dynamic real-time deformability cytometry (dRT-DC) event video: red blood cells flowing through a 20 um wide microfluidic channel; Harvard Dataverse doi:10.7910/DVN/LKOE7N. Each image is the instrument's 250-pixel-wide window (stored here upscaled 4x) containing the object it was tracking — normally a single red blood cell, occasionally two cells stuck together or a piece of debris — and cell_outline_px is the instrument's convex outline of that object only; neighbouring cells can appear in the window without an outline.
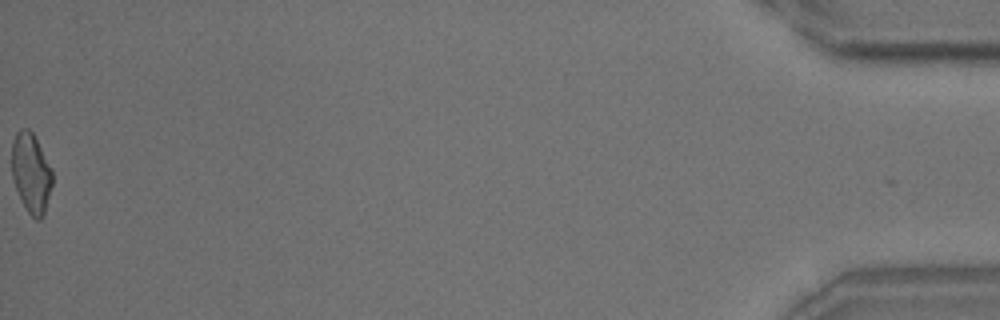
{"species": "common noctule bat (a hibernating species)", "species_latin": "Nyctalus noctula", "temperature_condition": "room temperature", "stored_images_in_passage": 40, "camera_frame_rate_fps": 3000, "um_per_image_px": 0.085, "animal": {"sex": "male", "body_mass_g": 18.8}, "frame": {"image": 1, "passage_image": 40, "time_ms": 13.0, "image_size_px": [1000, 320], "cell_outline_px": [[52, 184], [44, 212], [40, 220], [36, 220], [28, 212], [16, 188], [12, 176], [12, 140], [16, 132], [20, 128], [28, 128], [32, 132], [52, 168]], "centroid_in_image_um": [2.64, 14.66], "position_along_channel_um": 432.6, "area_um2": 18.61}, "authors_computed_cell_mechanics": {"area_um2": 19.4208, "velocity_mm_per_s": 3.6605, "shape_relaxation_time_tau1_ms": 6.4909, "shape_relaxation_time_tau2_ms": 2.5472, "deformation_change_tau1": 0.1655, "deformation_change_tau2": 0.0943}}